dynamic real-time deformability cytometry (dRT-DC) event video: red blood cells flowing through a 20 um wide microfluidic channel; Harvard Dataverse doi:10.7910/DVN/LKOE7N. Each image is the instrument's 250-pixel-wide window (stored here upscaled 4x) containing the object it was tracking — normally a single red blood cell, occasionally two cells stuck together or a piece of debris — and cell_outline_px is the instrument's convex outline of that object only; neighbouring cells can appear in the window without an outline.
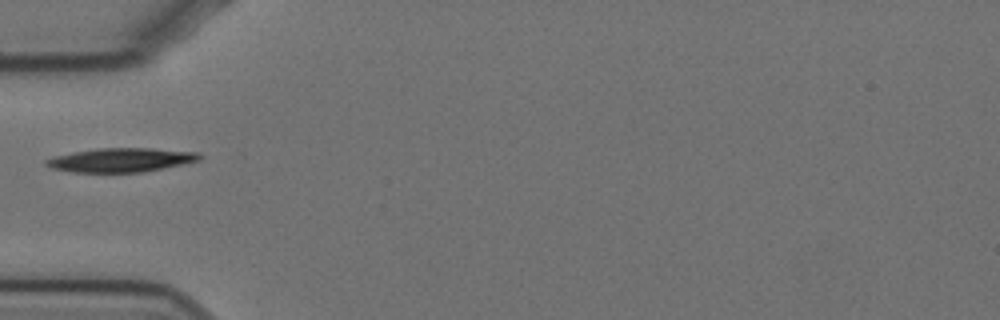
{"species": "Egyptian fruit bat (a non-hibernating species)", "species_latin": "Rousettus aegyptiacus", "temperature_condition": "cold", "stored_images_in_passage": 17, "camera_frame_rate_fps": 3000, "um_per_image_px": 0.085, "animal": {"sex": "female"}, "frame": {"image": 1, "passage_image": 1, "time_ms": 0.0, "image_size_px": [1000, 320], "cell_outline_px": [[204, 156], [200, 160], [144, 172], [72, 172], [52, 168], [44, 164], [44, 160], [56, 156], [72, 152], [96, 148], [152, 148], [200, 152]], "centroid_in_image_um": [10.31, 13.59], "position_along_channel_um": 74.7, "area_um2": 21.5}}
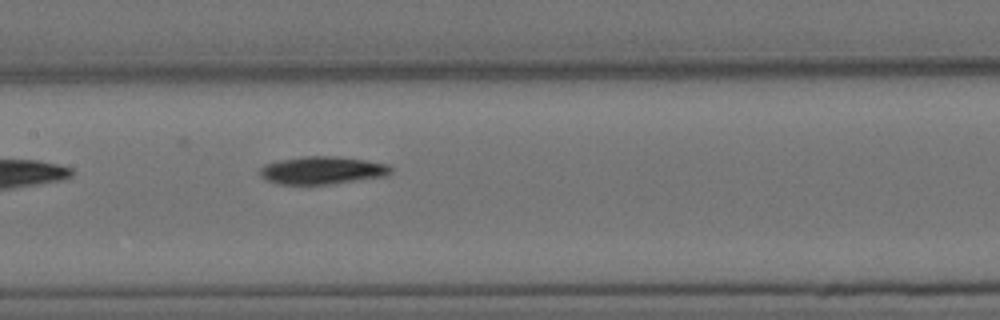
{"frame": {"image": 2, "passage_image": 10, "time_ms": 3.0, "image_size_px": [1000, 320], "cell_outline_px": [[392, 172], [388, 176], [328, 184], [276, 184], [260, 176], [260, 168], [264, 164], [280, 160], [304, 156], [332, 156], [364, 160], [388, 164], [392, 168]], "centroid_in_image_um": [27.4, 14.48], "position_along_channel_um": 180.0, "area_um2": 21.1}}
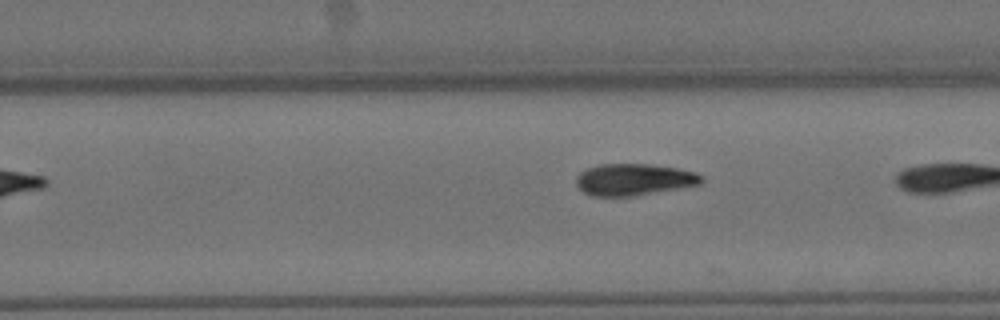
{"frame": {"image": 3, "passage_image": 16, "time_ms": 5.0, "image_size_px": [1000, 320], "cell_outline_px": [[704, 180], [700, 184], [632, 196], [592, 196], [584, 192], [576, 184], [576, 176], [580, 172], [588, 168], [600, 164], [648, 164], [676, 168], [696, 172], [704, 176]], "centroid_in_image_um": [53.88, 15.25], "position_along_channel_um": 275.9, "area_um2": 23.0}}